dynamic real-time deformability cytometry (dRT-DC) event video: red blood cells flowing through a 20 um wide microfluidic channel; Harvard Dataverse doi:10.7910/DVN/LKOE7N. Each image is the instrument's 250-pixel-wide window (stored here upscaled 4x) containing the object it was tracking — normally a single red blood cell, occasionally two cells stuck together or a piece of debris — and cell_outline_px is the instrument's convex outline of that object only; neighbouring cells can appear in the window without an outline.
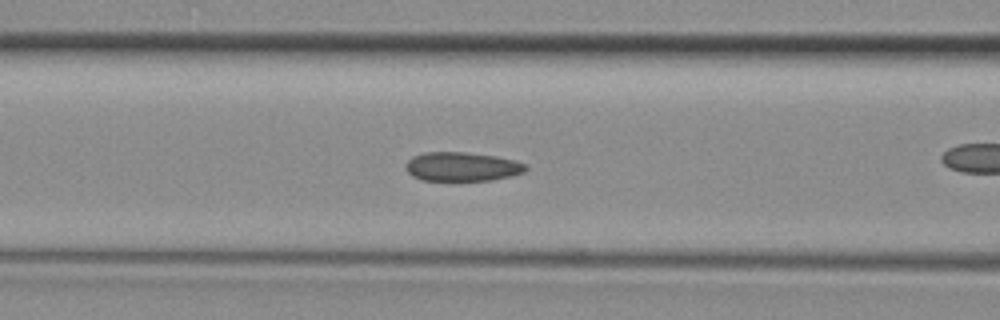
{"species": "common noctule bat (a hibernating species)", "species_latin": "Nyctalus noctula", "temperature_condition": "room temperature", "stored_images_in_passage": 39, "camera_frame_rate_fps": 3000, "um_per_image_px": 0.085, "animal": {"sex": "female", "body_mass_g": 29.2, "forearm_length_mm": 56.3}, "frame": {"image": 1, "passage_image": 17, "time_ms": 5.333, "image_size_px": [1000, 320], "cell_outline_px": [[528, 168], [524, 172], [512, 176], [492, 180], [420, 180], [412, 176], [408, 172], [408, 160], [412, 156], [424, 152], [464, 152], [496, 156], [512, 160], [524, 164]], "centroid_in_image_um": [39.28, 14.16], "position_along_channel_um": 127.3, "area_um2": 20.11}}
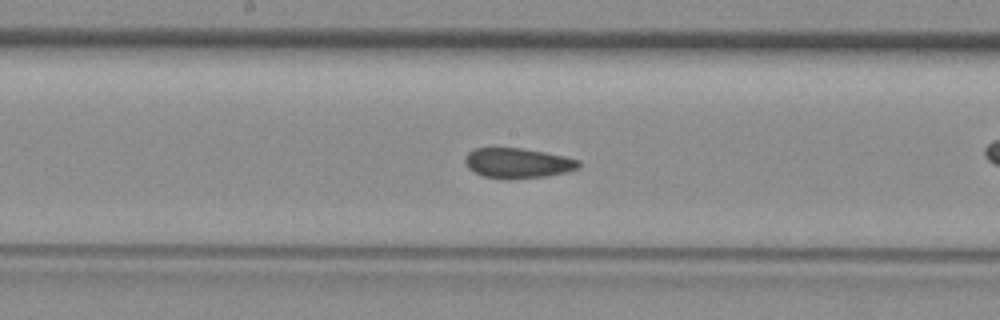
{"frame": {"image": 2, "passage_image": 22, "time_ms": 7.0, "image_size_px": [1000, 320], "cell_outline_px": [[580, 164], [576, 168], [568, 172], [544, 176], [508, 180], [504, 180], [484, 176], [468, 168], [464, 160], [468, 152], [476, 148], [520, 148], [544, 152], [564, 156], [580, 160]], "centroid_in_image_um": [43.99, 13.87], "position_along_channel_um": 204.2, "area_um2": 19.88}}
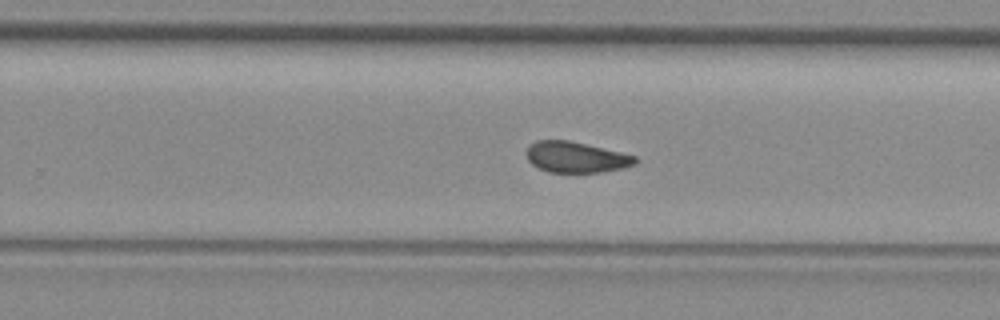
{"frame": {"image": 3, "passage_image": 27, "time_ms": 8.667, "image_size_px": [1000, 320], "cell_outline_px": [[636, 164], [624, 168], [604, 172], [548, 172], [532, 164], [528, 160], [528, 144], [536, 140], [568, 140], [620, 152], [636, 156]], "centroid_in_image_um": [48.96, 13.36], "position_along_channel_um": 280.8, "area_um2": 19.42}}